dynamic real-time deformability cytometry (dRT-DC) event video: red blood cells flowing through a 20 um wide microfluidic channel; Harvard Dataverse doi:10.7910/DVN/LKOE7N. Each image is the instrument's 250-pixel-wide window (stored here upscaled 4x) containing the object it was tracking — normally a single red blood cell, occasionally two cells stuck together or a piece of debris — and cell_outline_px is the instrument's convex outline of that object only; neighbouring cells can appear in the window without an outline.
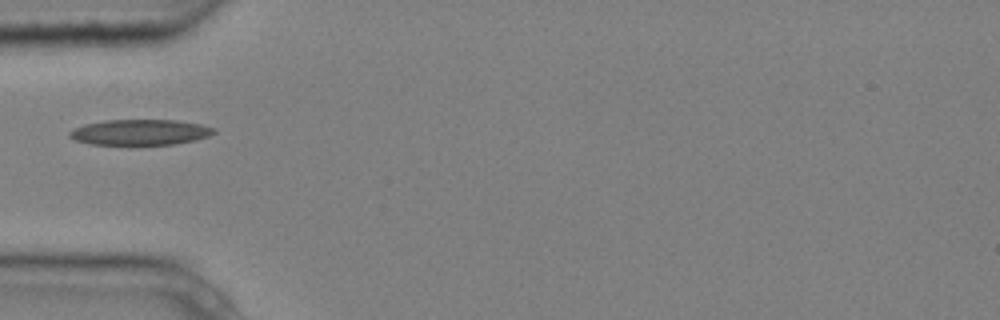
{"species": "common noctule bat (a hibernating species)", "species_latin": "Nyctalus noctula", "temperature_condition": "cold", "stored_images_in_passage": 3, "camera_frame_rate_fps": 3000, "um_per_image_px": 0.085, "animal": {"sex": "male", "body_mass_g": 20.4}, "frame": {"image": 1, "passage_image": 1, "time_ms": 0.0, "image_size_px": [1000, 320], "cell_outline_px": [[216, 132], [208, 136], [176, 144], [136, 148], [128, 148], [92, 144], [76, 140], [68, 136], [68, 132], [84, 124], [104, 120], [176, 120], [200, 124], [216, 128]], "centroid_in_image_um": [11.88, 11.29], "position_along_channel_um": 73.1, "area_um2": 22.66}}
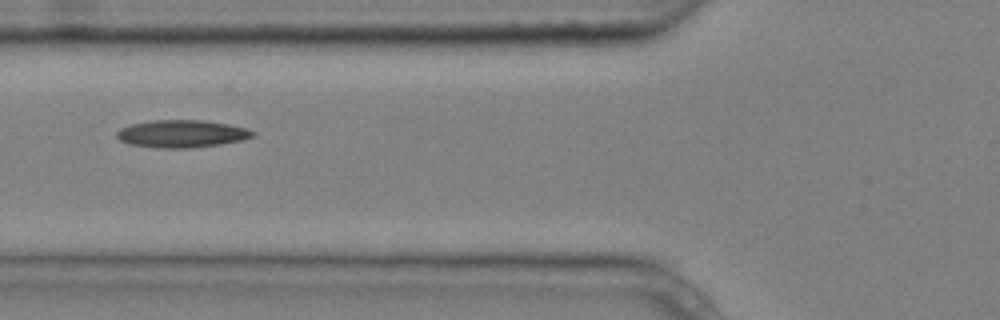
{"frame": {"image": 2, "passage_image": 2, "time_ms": 0.333, "image_size_px": [1000, 320], "cell_outline_px": [[256, 136], [244, 140], [220, 144], [192, 148], [160, 148], [128, 144], [120, 140], [116, 136], [116, 132], [120, 128], [132, 124], [152, 120], [204, 120], [228, 124], [248, 128], [256, 132]], "centroid_in_image_um": [15.49, 11.37], "position_along_channel_um": 110.3, "area_um2": 22.02}}